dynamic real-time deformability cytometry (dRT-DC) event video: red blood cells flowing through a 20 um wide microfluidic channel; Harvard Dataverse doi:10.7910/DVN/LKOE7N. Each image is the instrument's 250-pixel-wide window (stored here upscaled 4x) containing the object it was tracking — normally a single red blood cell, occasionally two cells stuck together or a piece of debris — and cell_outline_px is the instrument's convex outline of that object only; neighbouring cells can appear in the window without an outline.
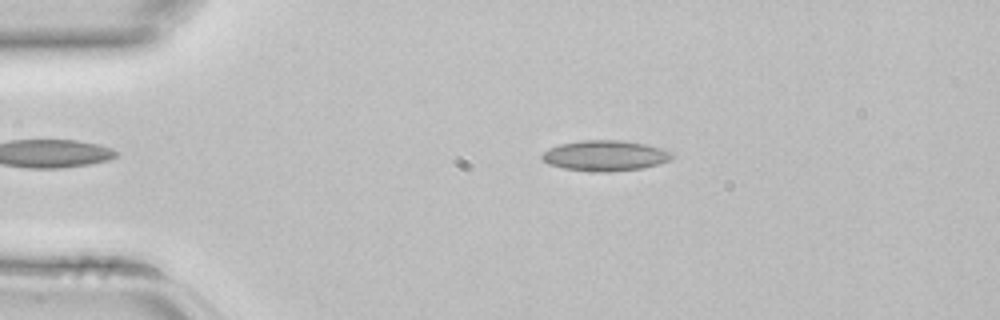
{"species": "common noctule bat (a hibernating species)", "species_latin": "Nyctalus noctula", "temperature_condition": "room temperature", "stored_images_in_passage": 3, "camera_frame_rate_fps": 3000, "um_per_image_px": 0.085, "animal": {"sex": "female", "body_mass_g": 22.7, "forearm_length_mm": 54.2}, "frame": {"image": 1, "passage_image": 2, "time_ms": 0.333, "image_size_px": [1000, 320], "cell_outline_px": [[676, 156], [672, 160], [660, 164], [640, 168], [608, 172], [600, 172], [564, 168], [548, 164], [540, 156], [548, 148], [560, 144], [580, 140], [624, 140], [664, 148], [672, 152]], "centroid_in_image_um": [51.49, 13.22], "position_along_channel_um": 33.5, "area_um2": 23.29}}